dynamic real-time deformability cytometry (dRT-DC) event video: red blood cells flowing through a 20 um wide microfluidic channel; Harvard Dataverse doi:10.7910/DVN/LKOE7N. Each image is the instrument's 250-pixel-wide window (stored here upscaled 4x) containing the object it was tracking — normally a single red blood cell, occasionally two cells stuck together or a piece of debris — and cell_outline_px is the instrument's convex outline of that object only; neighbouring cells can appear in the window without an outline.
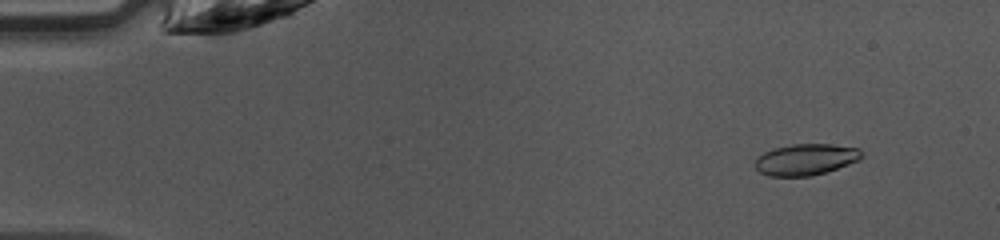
{"species": "common noctule bat (a hibernating species)", "species_latin": "Nyctalus noctula", "temperature_condition": "warm", "stored_images_in_passage": 47, "camera_frame_rate_fps": 3000, "um_per_image_px": 0.085, "animal": {"sex": "female", "body_mass_g": 10.0, "forearm_length_mm": 53.1}, "frame": {"image": 1, "passage_image": 5, "time_ms": 1.333, "image_size_px": [1000, 240], "cell_outline_px": [[864, 156], [860, 160], [828, 172], [812, 176], [768, 176], [760, 172], [756, 168], [756, 156], [772, 148], [792, 144], [832, 144], [860, 148], [864, 152]], "centroid_in_image_um": [68.53, 13.55], "position_along_channel_um": 16.5, "area_um2": 19.83}}
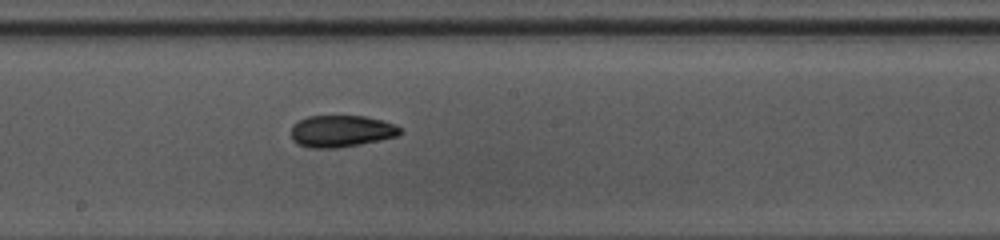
{"frame": {"image": 2, "passage_image": 26, "time_ms": 8.333, "image_size_px": [1000, 240], "cell_outline_px": [[400, 132], [396, 136], [380, 140], [360, 144], [336, 148], [308, 148], [296, 144], [292, 140], [292, 124], [308, 116], [364, 116], [396, 124], [400, 128]], "centroid_in_image_um": [28.96, 11.15], "position_along_channel_um": 219.2, "area_um2": 20.17}}
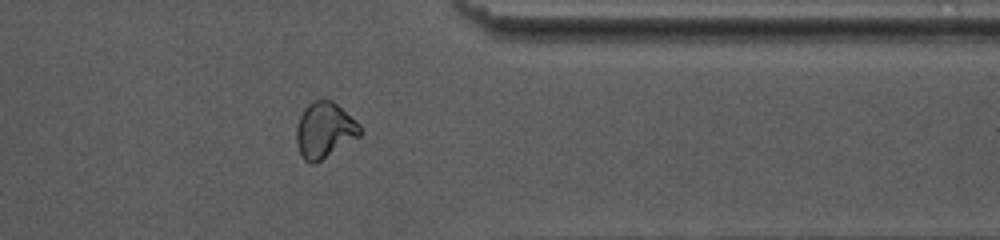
{"frame": {"image": 3, "passage_image": 38, "time_ms": 12.333, "image_size_px": [1000, 240], "cell_outline_px": [[364, 132], [360, 136], [316, 164], [312, 164], [304, 160], [300, 156], [296, 140], [296, 128], [300, 116], [304, 108], [308, 104], [316, 100], [332, 100], [356, 120], [360, 124]], "centroid_in_image_um": [27.6, 11.09], "position_along_channel_um": 383.8, "area_um2": 20.92}, "authors_computed_cell_mechanics": {"area_um2": 20.1144, "velocity_mm_per_s": 4.2941, "shape_relaxation_time_tau1_ms": 7.9765, "shape_relaxation_time_tau2_ms": 2.7545, "deformation_change_tau1": 0.1802, "deformation_change_tau2": 0.0803}}